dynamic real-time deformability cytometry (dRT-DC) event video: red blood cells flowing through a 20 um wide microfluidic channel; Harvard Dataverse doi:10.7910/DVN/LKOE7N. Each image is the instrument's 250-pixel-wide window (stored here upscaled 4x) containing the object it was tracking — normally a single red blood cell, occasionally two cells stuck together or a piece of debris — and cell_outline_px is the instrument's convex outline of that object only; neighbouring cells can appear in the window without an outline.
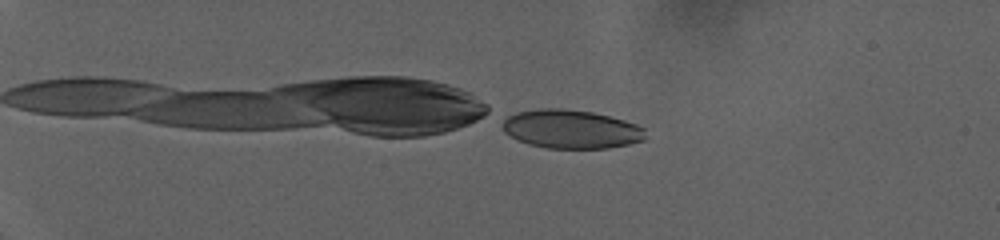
{"species": "human", "species_latin": "Homo sapiens", "temperature_condition": "warm", "stored_images_in_passage": 60, "camera_frame_rate_fps": 3000, "um_per_image_px": 0.085, "donor": {"sex": "female"}, "frame": {"image": 1, "passage_image": 1, "time_ms": 0.0, "image_size_px": [1000, 240], "cell_outline_px": [[644, 140], [628, 144], [608, 148], [548, 148], [528, 144], [516, 140], [504, 132], [504, 120], [508, 116], [520, 112], [548, 108], [560, 108], [592, 112], [624, 120], [636, 124], [644, 128]], "centroid_in_image_um": [48.55, 10.99], "position_along_channel_um": 36.5, "area_um2": 31.85}}
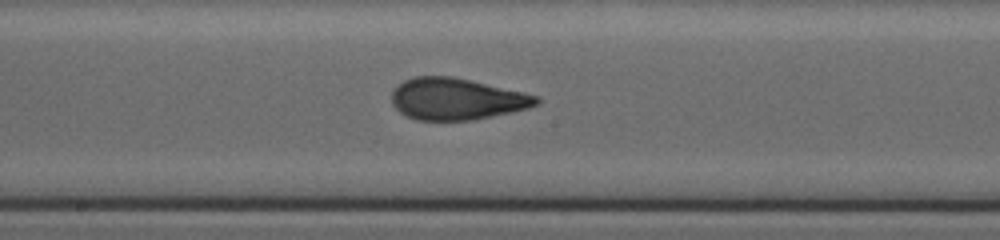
{"frame": {"image": 2, "passage_image": 30, "time_ms": 9.667, "image_size_px": [1000, 240], "cell_outline_px": [[540, 100], [536, 104], [528, 108], [472, 120], [416, 120], [400, 112], [392, 104], [392, 92], [404, 80], [416, 76], [452, 76], [520, 92], [536, 96]], "centroid_in_image_um": [38.75, 8.42], "position_along_channel_um": 209.4, "area_um2": 34.45}}
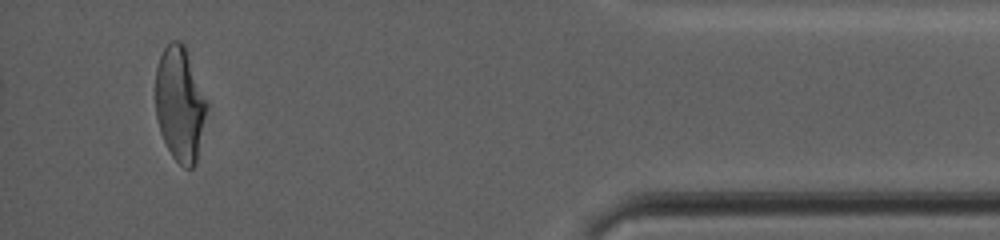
{"frame": {"image": 3, "passage_image": 57, "time_ms": 18.667, "image_size_px": [1000, 240], "cell_outline_px": [[204, 112], [196, 164], [192, 168], [184, 168], [172, 156], [160, 132], [156, 116], [156, 68], [160, 56], [164, 48], [172, 40], [180, 40], [184, 44], [204, 100]], "centroid_in_image_um": [15.22, 8.84], "position_along_channel_um": 420.0, "area_um2": 32.83}, "authors_computed_cell_mechanics": {"area_um2": 34.3621, "velocity_mm_per_s": 2.8197, "shape_relaxation_time_tau1_ms": null, "shape_relaxation_time_tau2_ms": 1.0119, "deformation_change_tau1": null, "deformation_change_tau2": 0.0705}}